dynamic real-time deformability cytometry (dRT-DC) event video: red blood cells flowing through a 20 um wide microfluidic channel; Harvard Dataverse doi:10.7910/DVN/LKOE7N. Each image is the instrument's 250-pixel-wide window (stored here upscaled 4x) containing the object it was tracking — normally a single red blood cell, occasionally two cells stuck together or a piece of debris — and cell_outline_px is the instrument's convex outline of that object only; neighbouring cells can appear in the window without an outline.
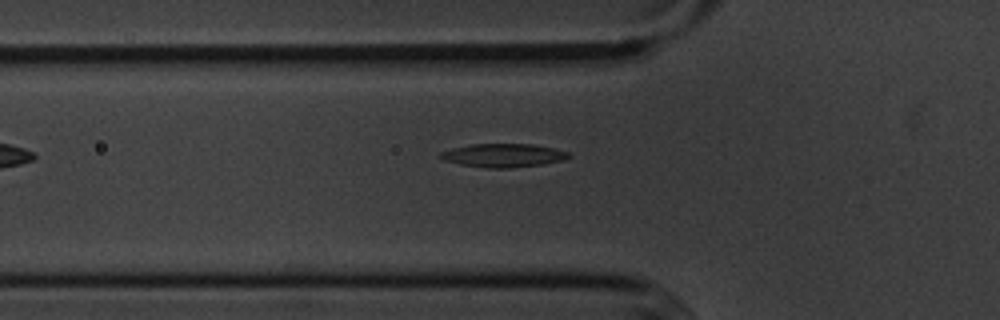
{"species": "common noctule bat (a hibernating species)", "species_latin": "Nyctalus noctula", "temperature_condition": "cold", "stored_images_in_passage": 5, "camera_frame_rate_fps": 3000, "um_per_image_px": 0.085, "animal": {"sex": "male", "body_mass_g": 20.1, "forearm_length_mm": 53.5}, "frame": {"image": 1, "passage_image": 5, "time_ms": 5.0, "image_size_px": [1000, 320], "cell_outline_px": [[572, 156], [564, 160], [540, 164], [508, 168], [488, 168], [460, 164], [444, 160], [436, 156], [440, 152], [452, 148], [468, 144], [532, 144], [552, 148], [568, 152]], "centroid_in_image_um": [42.73, 13.2], "position_along_channel_um": 83.1, "area_um2": 17.51}}